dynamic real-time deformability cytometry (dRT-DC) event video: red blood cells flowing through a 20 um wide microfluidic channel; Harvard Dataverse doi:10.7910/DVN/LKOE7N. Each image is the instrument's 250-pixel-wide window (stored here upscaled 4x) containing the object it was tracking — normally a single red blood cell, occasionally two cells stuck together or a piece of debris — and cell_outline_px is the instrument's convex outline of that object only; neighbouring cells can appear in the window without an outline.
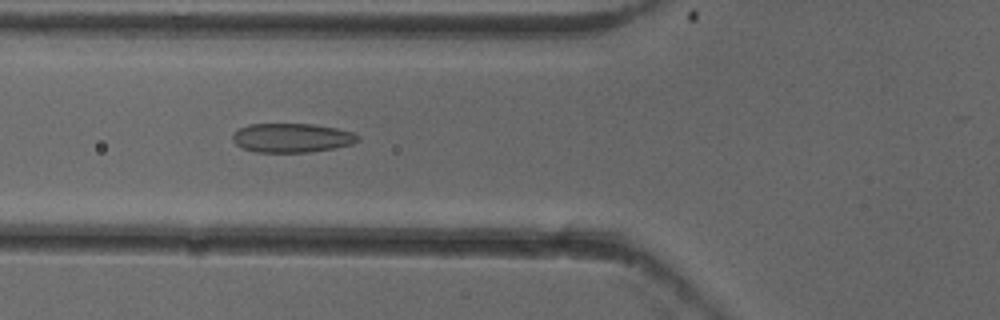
{"species": "common noctule bat (a hibernating species)", "species_latin": "Nyctalus noctula", "temperature_condition": "cold", "stored_images_in_passage": 37, "camera_frame_rate_fps": 3000, "um_per_image_px": 0.085, "animal": {"sex": "female"}, "frame": {"image": 1, "passage_image": 10, "time_ms": 3.0, "image_size_px": [1000, 320], "cell_outline_px": [[360, 140], [352, 144], [332, 148], [308, 152], [256, 152], [244, 148], [236, 144], [232, 140], [232, 132], [248, 124], [312, 124], [336, 128], [352, 132], [360, 136]], "centroid_in_image_um": [24.79, 11.71], "position_along_channel_um": 101.0, "area_um2": 21.21}}
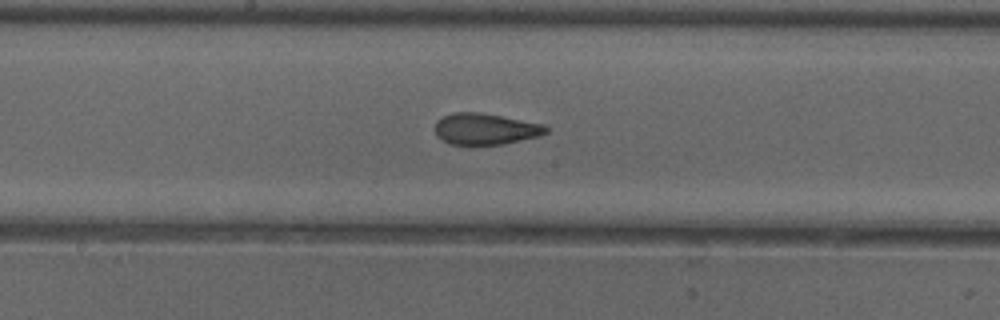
{"frame": {"image": 2, "passage_image": 18, "time_ms": 5.667, "image_size_px": [1000, 320], "cell_outline_px": [[548, 132], [540, 136], [504, 144], [472, 148], [448, 144], [436, 136], [436, 120], [452, 112], [480, 112], [544, 124], [548, 128]], "centroid_in_image_um": [41.23, 11.01], "position_along_channel_um": 207.0, "area_um2": 21.1}}
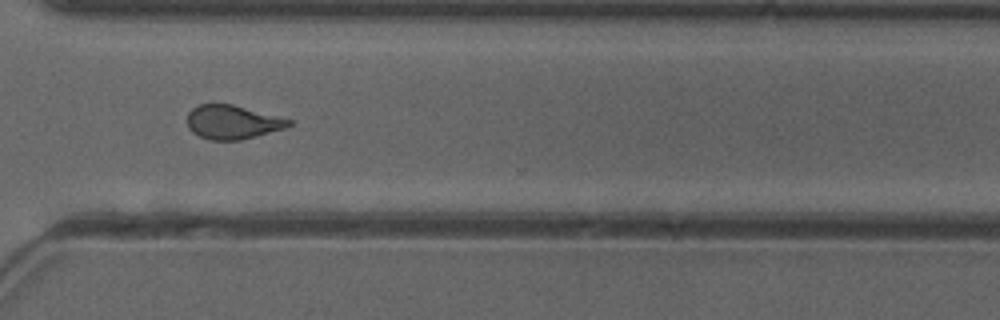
{"frame": {"image": 3, "passage_image": 29, "time_ms": 9.333, "image_size_px": [1000, 320], "cell_outline_px": [[292, 124], [284, 128], [256, 136], [240, 140], [208, 140], [192, 132], [188, 128], [188, 112], [192, 108], [200, 104], [232, 104], [292, 120]], "centroid_in_image_um": [19.73, 10.38], "position_along_channel_um": 350.9, "area_um2": 19.88}, "authors_computed_cell_mechanics": {"area_um2": 20.1722, "velocity_mm_per_s": 3.9473, "shape_relaxation_time_tau1_ms": 5.4469, "shape_relaxation_time_tau2_ms": 1.5546, "deformation_change_tau1": 0.1424, "deformation_change_tau2": 0.0873}}